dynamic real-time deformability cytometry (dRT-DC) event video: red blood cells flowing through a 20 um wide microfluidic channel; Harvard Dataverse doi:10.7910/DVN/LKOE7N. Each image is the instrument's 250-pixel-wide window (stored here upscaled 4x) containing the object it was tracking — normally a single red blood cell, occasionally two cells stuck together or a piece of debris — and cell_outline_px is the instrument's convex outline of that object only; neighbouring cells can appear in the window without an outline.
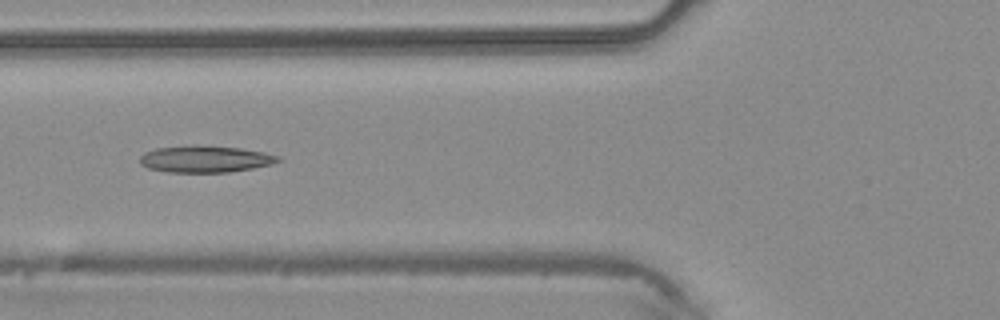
{"species": "common noctule bat (a hibernating species)", "species_latin": "Nyctalus noctula", "temperature_condition": "warm", "stored_images_in_passage": 5, "camera_frame_rate_fps": 3000, "um_per_image_px": 0.085, "animal": {"sex": "male", "body_mass_g": 20.4}, "frame": {"image": 1, "passage_image": 5, "time_ms": 1.333, "image_size_px": [1000, 320], "cell_outline_px": [[284, 160], [272, 164], [252, 168], [228, 172], [168, 172], [148, 168], [140, 164], [140, 156], [144, 152], [156, 148], [196, 144], [240, 148], [264, 152], [280, 156]], "centroid_in_image_um": [17.45, 13.5], "position_along_channel_um": 108.3, "area_um2": 21.79}}